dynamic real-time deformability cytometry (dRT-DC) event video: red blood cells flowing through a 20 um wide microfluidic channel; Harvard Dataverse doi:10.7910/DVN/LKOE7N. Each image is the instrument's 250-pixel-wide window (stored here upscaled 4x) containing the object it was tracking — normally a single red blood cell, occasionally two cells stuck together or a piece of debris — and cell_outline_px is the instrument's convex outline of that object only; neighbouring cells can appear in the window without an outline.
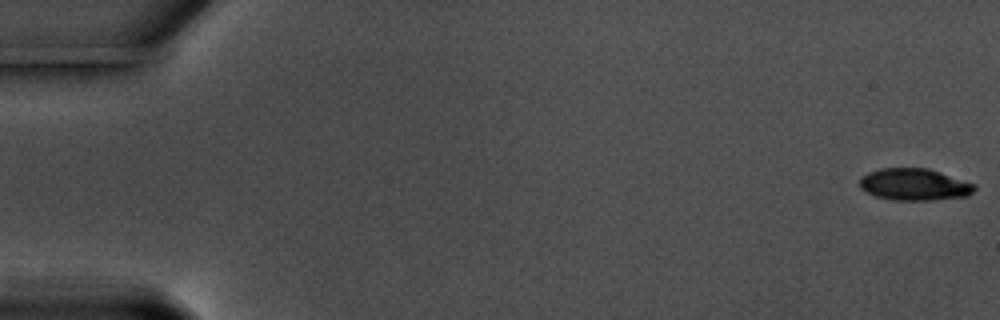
{"species": "common noctule bat (a hibernating species)", "species_latin": "Nyctalus noctula", "temperature_condition": "warm", "stored_images_in_passage": 18, "camera_frame_rate_fps": 3000, "um_per_image_px": 0.085, "animal": {"sex": "male", "body_mass_g": 17.5, "forearm_length_mm": 52.3}, "frame": {"image": 1, "passage_image": 1, "time_ms": 0.0, "image_size_px": [1000, 320], "cell_outline_px": [[976, 188], [968, 196], [928, 200], [892, 200], [876, 196], [860, 188], [860, 176], [868, 172], [880, 168], [928, 168], [976, 184]], "centroid_in_image_um": [77.71, 15.67], "position_along_channel_um": 7.3, "area_um2": 21.33}}
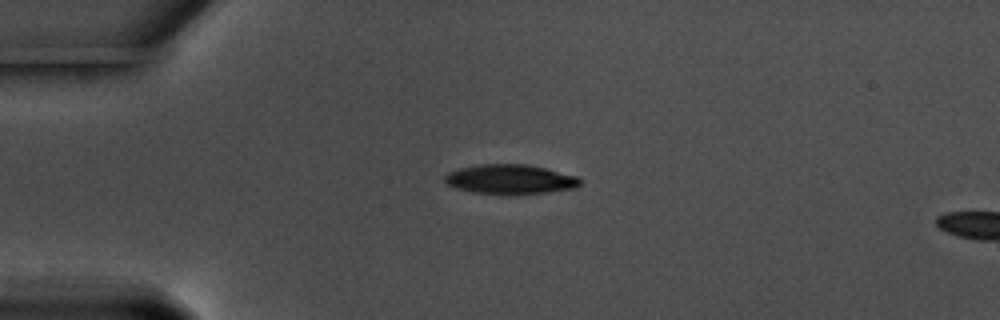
{"frame": {"image": 2, "passage_image": 15, "time_ms": 4.667, "image_size_px": [1000, 320], "cell_outline_px": [[580, 184], [576, 188], [548, 192], [472, 192], [456, 188], [448, 184], [444, 180], [444, 176], [448, 172], [460, 168], [480, 164], [528, 164], [576, 176], [580, 180]], "centroid_in_image_um": [43.35, 15.2], "position_along_channel_um": 41.7, "area_um2": 22.48}}